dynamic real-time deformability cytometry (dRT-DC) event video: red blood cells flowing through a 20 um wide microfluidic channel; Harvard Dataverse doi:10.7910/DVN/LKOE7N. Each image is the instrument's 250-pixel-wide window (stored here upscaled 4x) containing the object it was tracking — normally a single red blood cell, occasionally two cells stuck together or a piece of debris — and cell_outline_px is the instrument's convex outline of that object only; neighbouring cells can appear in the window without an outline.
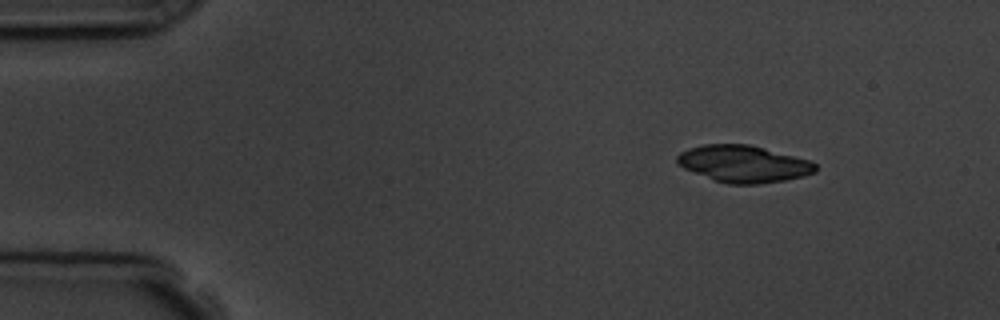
{"species": "common noctule bat (a hibernating species)", "species_latin": "Nyctalus noctula", "temperature_condition": "room temperature", "stored_images_in_passage": 4, "camera_frame_rate_fps": 3000, "um_per_image_px": 0.085, "animal": {"sex": "male", "body_mass_g": 19.5, "forearm_length_mm": 54.6}, "frame": {"image": 1, "passage_image": 1, "time_ms": 0.0, "image_size_px": [1000, 320], "cell_outline_px": [[816, 172], [804, 176], [784, 180], [760, 184], [728, 184], [712, 180], [684, 168], [676, 164], [676, 156], [680, 152], [688, 148], [704, 144], [748, 144], [764, 148], [808, 160], [816, 164]], "centroid_in_image_um": [63.15, 13.93], "position_along_channel_um": 21.8, "area_um2": 29.77}}